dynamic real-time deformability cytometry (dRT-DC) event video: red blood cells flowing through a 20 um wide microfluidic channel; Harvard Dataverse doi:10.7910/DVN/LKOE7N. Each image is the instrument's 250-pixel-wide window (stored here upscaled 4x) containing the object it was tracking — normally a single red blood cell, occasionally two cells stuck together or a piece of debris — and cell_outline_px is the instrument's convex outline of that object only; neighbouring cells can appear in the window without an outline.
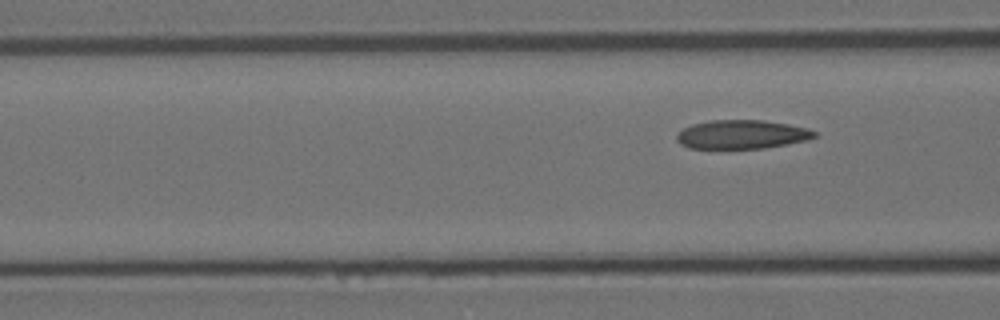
{"species": "Egyptian fruit bat (a non-hibernating species)", "species_latin": "Rousettus aegyptiacus", "temperature_condition": "room temperature", "stored_images_in_passage": 7, "camera_frame_rate_fps": 3000, "um_per_image_px": 0.085, "animal": {"sex": "female"}, "frame": {"image": 1, "passage_image": 7, "time_ms": 7.667, "image_size_px": [1000, 320], "cell_outline_px": [[816, 136], [808, 140], [788, 144], [764, 148], [688, 148], [680, 144], [676, 140], [676, 136], [684, 128], [692, 124], [712, 120], [764, 120], [788, 124], [808, 128], [816, 132]], "centroid_in_image_um": [63.07, 11.42], "position_along_channel_um": 103.5, "area_um2": 23.12}}